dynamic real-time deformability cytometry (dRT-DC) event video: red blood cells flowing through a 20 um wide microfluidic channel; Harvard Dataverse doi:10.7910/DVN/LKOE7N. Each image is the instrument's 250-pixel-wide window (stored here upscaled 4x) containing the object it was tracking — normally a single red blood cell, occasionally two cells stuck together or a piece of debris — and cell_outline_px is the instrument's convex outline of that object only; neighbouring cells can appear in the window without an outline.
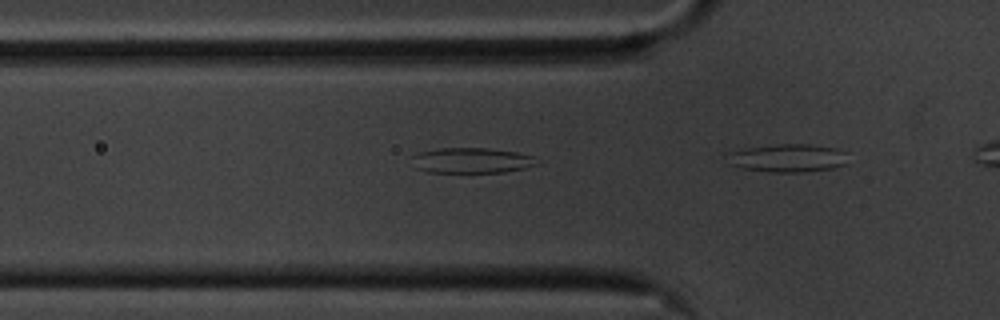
{"species": "common noctule bat (a hibernating species)", "species_latin": "Nyctalus noctula", "temperature_condition": "cold", "stored_images_in_passage": 11, "camera_frame_rate_fps": 3000, "um_per_image_px": 0.085, "animal": {"sex": "male", "body_mass_g": 20.1, "forearm_length_mm": 53.5}, "frame": {"image": 1, "passage_image": 10, "time_ms": 3.0, "image_size_px": [1000, 320], "cell_outline_px": [[540, 164], [524, 168], [504, 172], [424, 172], [416, 168], [412, 156], [420, 152], [440, 148], [488, 148], [516, 152], [532, 156]], "centroid_in_image_um": [40.09, 13.64], "position_along_channel_um": 85.7, "area_um2": 18.38}}